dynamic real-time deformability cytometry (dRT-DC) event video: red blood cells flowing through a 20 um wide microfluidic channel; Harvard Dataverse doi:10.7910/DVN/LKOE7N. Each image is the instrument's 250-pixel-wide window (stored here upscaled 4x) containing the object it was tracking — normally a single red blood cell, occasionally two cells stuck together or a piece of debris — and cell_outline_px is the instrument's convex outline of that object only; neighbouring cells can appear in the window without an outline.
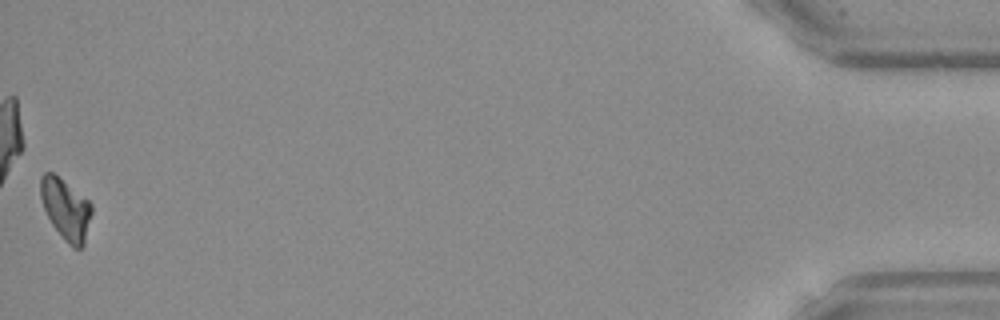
{"species": "Egyptian fruit bat (a non-hibernating species)", "species_latin": "Rousettus aegyptiacus", "temperature_condition": "warm", "stored_images_in_passage": 54, "camera_frame_rate_fps": 3000, "um_per_image_px": 0.085, "frame": {"image": 1, "passage_image": 54, "time_ms": 17.667, "image_size_px": [1000, 320], "cell_outline_px": [[92, 212], [84, 244], [80, 248], [72, 248], [64, 240], [52, 224], [44, 208], [40, 196], [40, 176], [44, 172], [52, 172], [88, 200], [92, 204]], "centroid_in_image_um": [5.59, 17.78], "position_along_channel_um": 429.6, "area_um2": 17.98}, "authors_computed_cell_mechanics": {"area_um2": 18.8717, "velocity_mm_per_s": 3.8695, "shape_relaxation_time_tau1_ms": 8.0418, "shape_relaxation_time_tau2_ms": null, "deformation_change_tau1": 0.2067, "deformation_change_tau2": null}}